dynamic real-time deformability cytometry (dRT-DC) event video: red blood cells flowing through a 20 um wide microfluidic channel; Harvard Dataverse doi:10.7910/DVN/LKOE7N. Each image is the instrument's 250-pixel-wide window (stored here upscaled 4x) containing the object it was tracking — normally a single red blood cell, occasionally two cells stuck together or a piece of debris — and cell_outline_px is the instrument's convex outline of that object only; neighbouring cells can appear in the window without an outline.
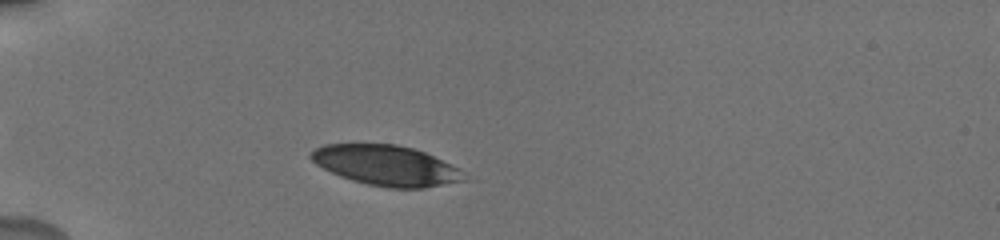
{"species": "human", "species_latin": "Homo sapiens", "temperature_condition": "cold", "stored_images_in_passage": 12, "camera_frame_rate_fps": 3000, "um_per_image_px": 0.085, "donor": {"sex": "male"}, "frame": {"image": 1, "passage_image": 3, "time_ms": 1.667, "image_size_px": [1000, 240], "cell_outline_px": [[476, 180], [424, 188], [388, 188], [368, 184], [352, 180], [340, 176], [316, 164], [308, 156], [316, 148], [324, 144], [396, 144], [412, 148], [424, 152], [460, 168]], "centroid_in_image_um": [32.96, 14.08], "position_along_channel_um": 52.0, "area_um2": 36.36}}
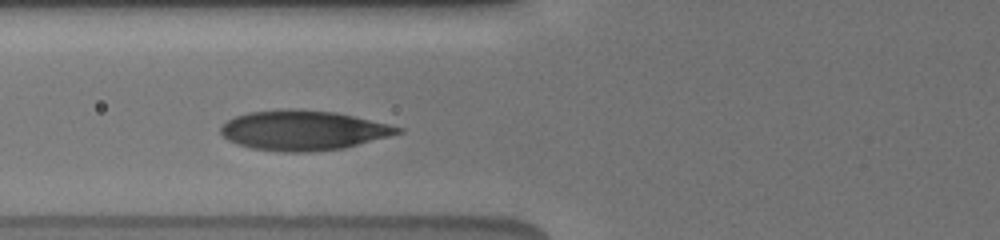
{"frame": {"image": 2, "passage_image": 6, "time_ms": 3.667, "image_size_px": [1000, 240], "cell_outline_px": [[404, 132], [344, 148], [308, 152], [280, 152], [252, 148], [236, 144], [228, 140], [220, 132], [220, 124], [236, 116], [248, 112], [280, 108], [300, 108], [336, 112], [388, 124], [404, 128]], "centroid_in_image_um": [25.74, 11.06], "position_along_channel_um": 100.1, "area_um2": 41.44}}
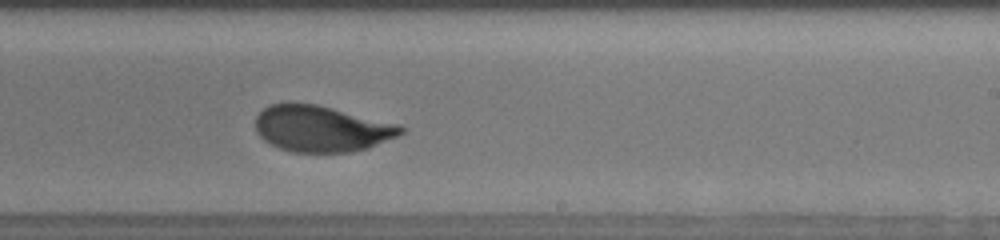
{"frame": {"image": 3, "passage_image": 12, "time_ms": 8.0, "image_size_px": [1000, 240], "cell_outline_px": [[404, 132], [396, 136], [368, 148], [352, 152], [292, 152], [280, 148], [264, 140], [256, 132], [256, 116], [264, 108], [272, 104], [316, 104], [332, 108], [392, 124], [404, 128]], "centroid_in_image_um": [27.26, 10.96], "position_along_channel_um": 261.7, "area_um2": 38.09}}